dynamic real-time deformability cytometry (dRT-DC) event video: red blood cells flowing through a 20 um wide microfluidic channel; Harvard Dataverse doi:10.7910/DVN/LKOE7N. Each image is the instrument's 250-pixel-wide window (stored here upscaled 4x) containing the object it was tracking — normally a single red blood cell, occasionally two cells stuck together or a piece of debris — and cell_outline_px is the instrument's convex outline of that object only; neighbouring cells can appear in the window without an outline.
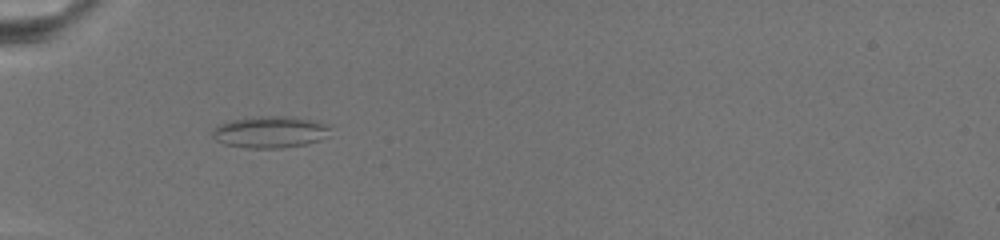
{"species": "common noctule bat (a hibernating species)", "species_latin": "Nyctalus noctula", "temperature_condition": "warm", "stored_images_in_passage": 50, "camera_frame_rate_fps": 3000, "um_per_image_px": 0.085, "animal": {"sex": "female", "body_mass_g": 19.5, "forearm_length_mm": 54.1}, "frame": {"image": 1, "passage_image": 1, "time_ms": 0.0, "image_size_px": [1000, 240], "cell_outline_px": [[328, 136], [320, 140], [304, 144], [280, 148], [244, 148], [224, 144], [216, 140], [208, 132], [216, 124], [228, 120], [256, 116], [288, 116], [312, 120], [328, 124]], "centroid_in_image_um": [22.86, 11.21], "position_along_channel_um": 62.1, "area_um2": 22.14}}
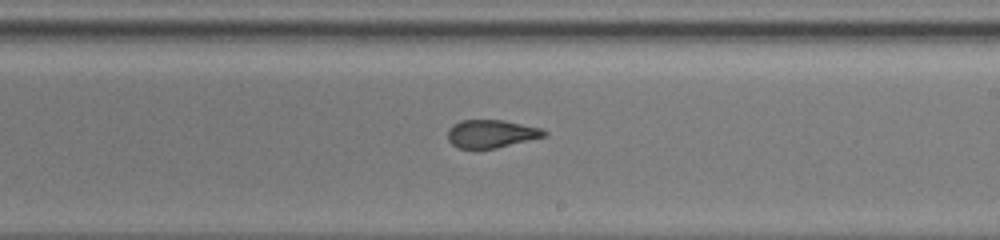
{"frame": {"image": 2, "passage_image": 20, "time_ms": 6.667, "image_size_px": [1000, 240], "cell_outline_px": [[548, 136], [496, 148], [476, 152], [456, 148], [448, 140], [448, 128], [452, 124], [460, 120], [504, 120], [540, 128], [548, 132]], "centroid_in_image_um": [41.71, 11.41], "position_along_channel_um": 247.3, "area_um2": 16.42}}
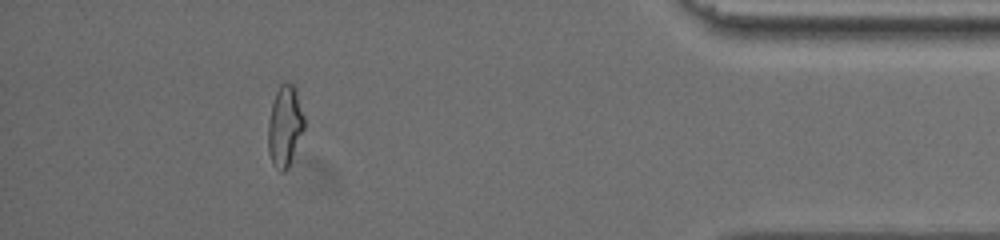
{"frame": {"image": 3, "passage_image": 44, "time_ms": 13.667, "image_size_px": [1000, 240], "cell_outline_px": [[304, 128], [288, 168], [284, 172], [280, 172], [272, 164], [268, 152], [268, 124], [272, 104], [276, 92], [280, 84], [284, 80], [292, 84], [296, 88], [304, 116]], "centroid_in_image_um": [24.21, 10.71], "position_along_channel_um": 411.0, "area_um2": 17.11}}